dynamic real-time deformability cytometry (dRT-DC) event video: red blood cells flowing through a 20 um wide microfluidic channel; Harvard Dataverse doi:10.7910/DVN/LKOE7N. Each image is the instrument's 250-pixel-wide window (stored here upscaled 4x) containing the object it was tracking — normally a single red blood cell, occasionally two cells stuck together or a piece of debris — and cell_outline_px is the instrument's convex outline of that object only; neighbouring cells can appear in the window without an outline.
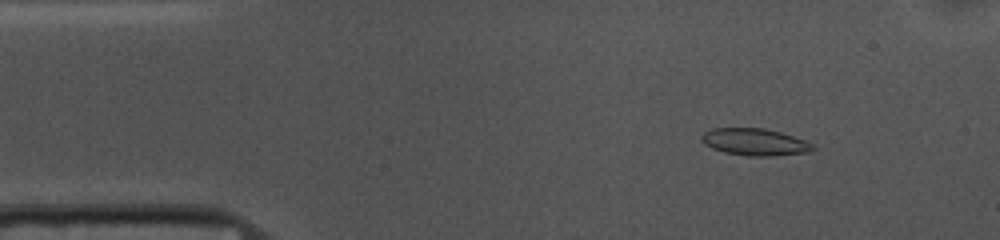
{"species": "common noctule bat (a hibernating species)", "species_latin": "Nyctalus noctula", "temperature_condition": "cold", "stored_images_in_passage": 52, "camera_frame_rate_fps": 3000, "um_per_image_px": 0.085, "animal": {"sex": "female", "body_mass_g": 10.0, "forearm_length_mm": 53.1}, "frame": {"image": 1, "passage_image": 6, "time_ms": 1.667, "image_size_px": [1000, 240], "cell_outline_px": [[816, 148], [812, 152], [772, 156], [748, 156], [724, 152], [712, 148], [704, 144], [700, 140], [700, 136], [704, 132], [712, 128], [764, 128], [780, 132], [804, 140], [812, 144]], "centroid_in_image_um": [64.14, 12.07], "position_along_channel_um": 20.9, "area_um2": 17.63}}
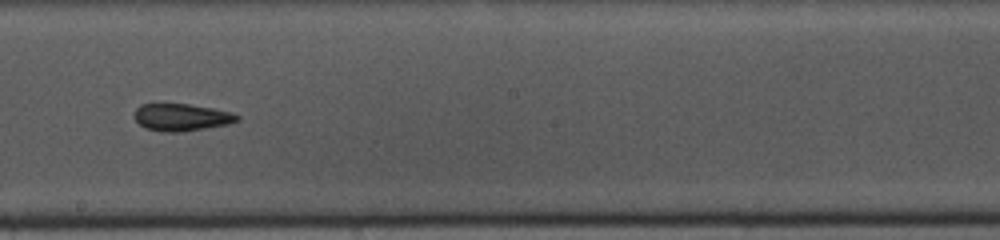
{"frame": {"image": 2, "passage_image": 28, "time_ms": 9.0, "image_size_px": [1000, 240], "cell_outline_px": [[240, 120], [228, 124], [180, 132], [164, 132], [144, 128], [132, 116], [132, 112], [140, 104], [188, 104], [212, 108], [232, 112], [240, 116]], "centroid_in_image_um": [15.39, 9.96], "position_along_channel_um": 232.8, "area_um2": 16.42}}
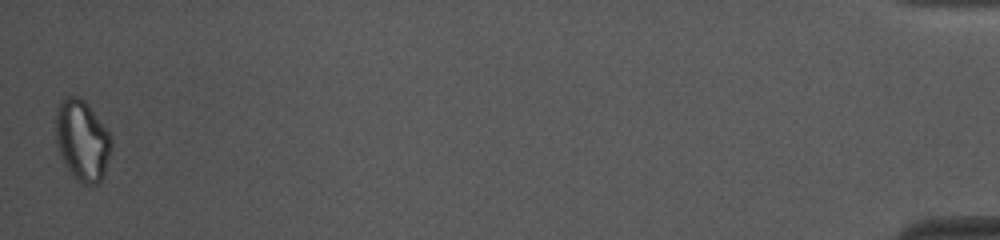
{"frame": {"image": 3, "passage_image": 52, "time_ms": 17.0, "image_size_px": [1000, 240], "cell_outline_px": [[112, 144], [104, 176], [96, 184], [80, 184], [72, 176], [64, 164], [56, 144], [56, 108], [60, 100], [68, 96], [76, 96], [84, 100], [88, 104], [112, 136]], "centroid_in_image_um": [6.98, 11.94], "position_along_channel_um": 428.2, "area_um2": 26.41}, "authors_computed_cell_mechanics": {"area_um2": 17.1377, "velocity_mm_per_s": 3.6955, "shape_relaxation_time_tau1_ms": null, "shape_relaxation_time_tau2_ms": 3.9428, "deformation_change_tau1": null, "deformation_change_tau2": 0.0942}}